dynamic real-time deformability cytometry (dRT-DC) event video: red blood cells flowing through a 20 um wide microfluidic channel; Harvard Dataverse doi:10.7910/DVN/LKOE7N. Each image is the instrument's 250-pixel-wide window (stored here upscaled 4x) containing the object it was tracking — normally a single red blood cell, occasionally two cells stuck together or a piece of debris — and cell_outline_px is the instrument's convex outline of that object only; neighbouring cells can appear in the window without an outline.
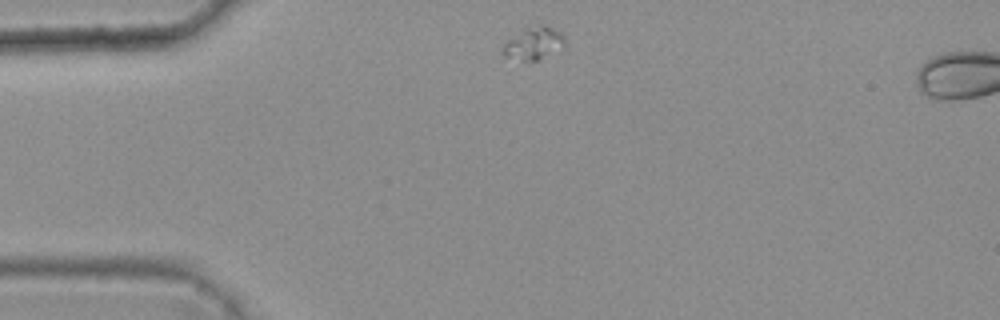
{"species": "common noctule bat (a hibernating species)", "species_latin": "Nyctalus noctula", "temperature_condition": "warm", "stored_images_in_passage": 22, "camera_frame_rate_fps": 3000, "um_per_image_px": 0.085, "animal": {"sex": "female", "body_mass_g": 25.1}, "frame": {"image": 1, "passage_image": 1, "time_ms": 0.0, "image_size_px": [1000, 320], "cell_outline_px": [[564, 48], [560, 52], [528, 64], [504, 56], [504, 44], [524, 24], [552, 28], [560, 32], [564, 36]], "centroid_in_image_um": [45.37, 3.72], "position_along_channel_um": 39.6, "area_um2": 12.37}}
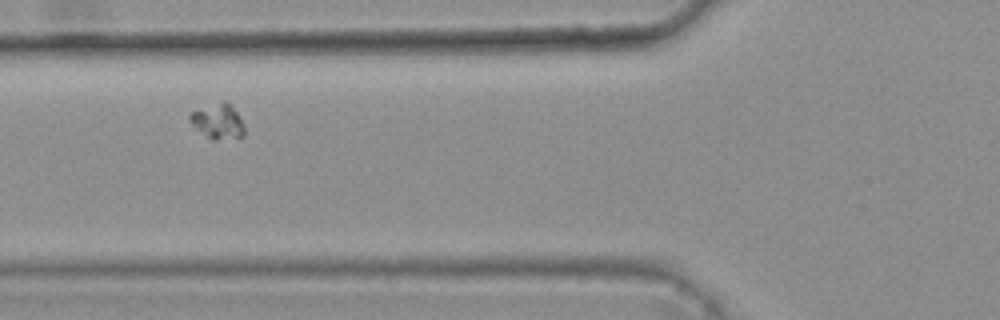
{"frame": {"image": 2, "passage_image": 9, "time_ms": 2.667, "image_size_px": [1000, 320], "cell_outline_px": [[244, 136], [216, 140], [212, 140], [196, 128], [188, 120], [188, 116], [192, 112], [224, 100], [236, 112], [244, 124]], "centroid_in_image_um": [18.52, 10.34], "position_along_channel_um": 107.3, "area_um2": 10.81}}
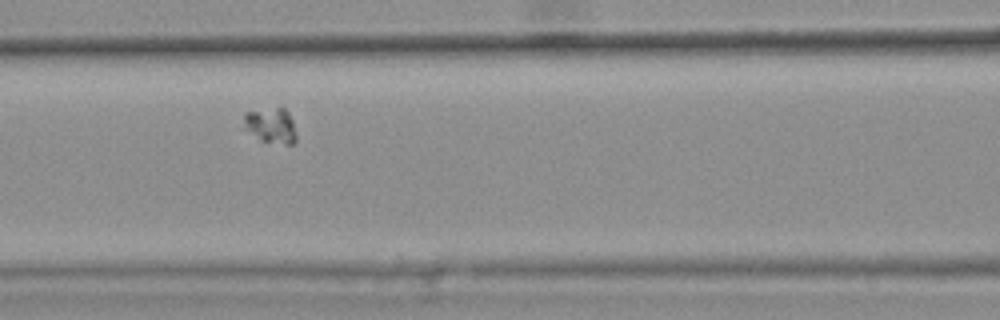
{"frame": {"image": 3, "passage_image": 12, "time_ms": 3.667, "image_size_px": [1000, 320], "cell_outline_px": [[296, 140], [292, 144], [284, 144], [260, 140], [244, 128], [244, 112], [276, 108], [284, 108], [288, 112], [292, 120], [296, 136]], "centroid_in_image_um": [23.02, 10.67], "position_along_channel_um": 143.6, "area_um2": 10.64}}